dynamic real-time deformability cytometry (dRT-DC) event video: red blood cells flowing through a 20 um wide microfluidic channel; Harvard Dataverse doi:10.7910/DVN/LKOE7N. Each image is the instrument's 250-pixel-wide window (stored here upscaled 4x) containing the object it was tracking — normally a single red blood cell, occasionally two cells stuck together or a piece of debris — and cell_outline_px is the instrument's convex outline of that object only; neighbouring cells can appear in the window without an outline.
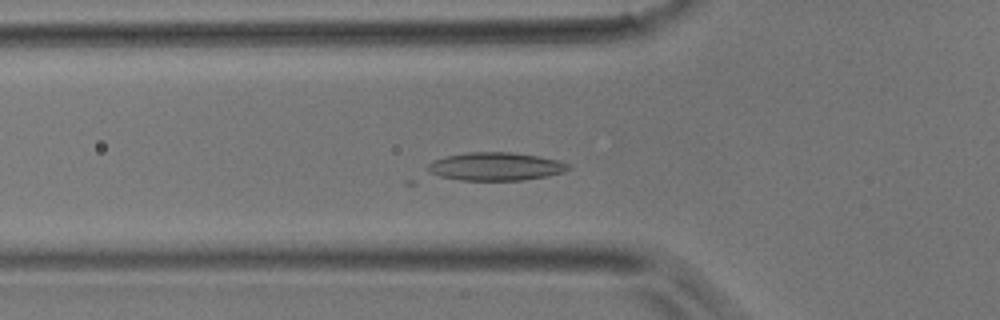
{"species": "common noctule bat (a hibernating species)", "species_latin": "Nyctalus noctula", "temperature_condition": "room temperature", "stored_images_in_passage": 48, "camera_frame_rate_fps": 3000, "um_per_image_px": 0.085, "animal": {"sex": "male", "body_mass_g": 17.9}, "frame": {"image": 1, "passage_image": 16, "time_ms": 5.0, "image_size_px": [1000, 320], "cell_outline_px": [[572, 168], [564, 172], [524, 180], [416, 184], [404, 184], [404, 180], [432, 160], [444, 156], [468, 152], [508, 152], [536, 156], [556, 160], [568, 164]], "centroid_in_image_um": [41.28, 14.3], "position_along_channel_um": 84.5, "area_um2": 27.11}}
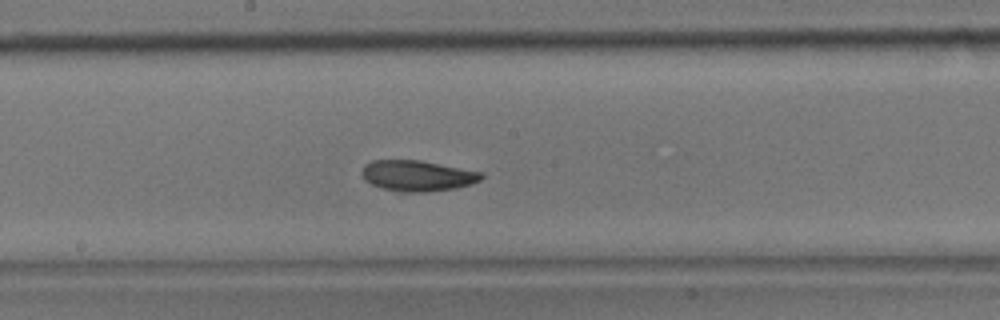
{"frame": {"image": 2, "passage_image": 25, "time_ms": 8.0, "image_size_px": [1000, 320], "cell_outline_px": [[484, 176], [480, 180], [472, 184], [456, 188], [428, 192], [396, 192], [380, 188], [364, 180], [360, 172], [364, 164], [372, 160], [420, 160], [484, 172]], "centroid_in_image_um": [35.46, 14.94], "position_along_channel_um": 212.7, "area_um2": 21.85}}
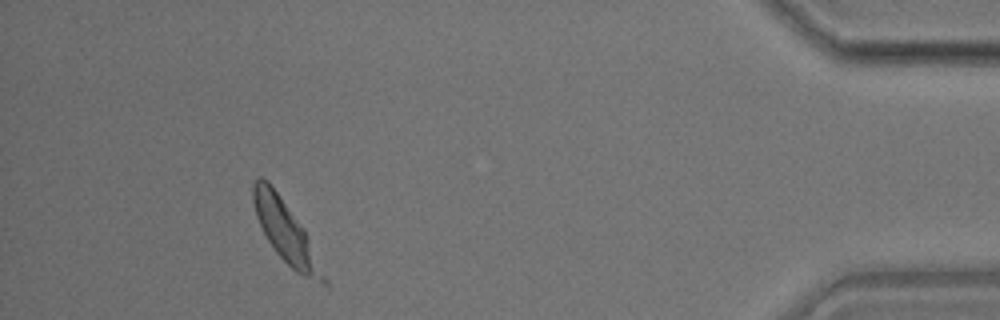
{"frame": {"image": 3, "passage_image": 43, "time_ms": 14.0, "image_size_px": [1000, 320], "cell_outline_px": [[328, 288], [296, 272], [276, 252], [268, 240], [256, 216], [252, 200], [252, 184], [260, 176], [268, 180], [304, 228], [328, 280]], "centroid_in_image_um": [24.3, 19.73], "position_along_channel_um": 410.9, "area_um2": 24.8}}